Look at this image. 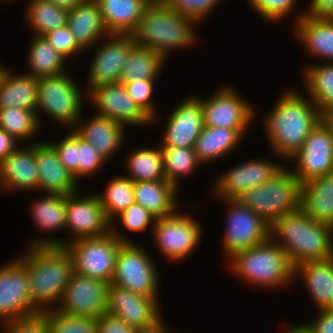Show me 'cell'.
<instances>
[{"label":"cell","instance_id":"18","mask_svg":"<svg viewBox=\"0 0 333 333\" xmlns=\"http://www.w3.org/2000/svg\"><path fill=\"white\" fill-rule=\"evenodd\" d=\"M88 101L94 104L95 111L118 124L128 127L150 126L152 121L138 108L121 82L104 84L92 88L88 93Z\"/></svg>","mask_w":333,"mask_h":333},{"label":"cell","instance_id":"52","mask_svg":"<svg viewBox=\"0 0 333 333\" xmlns=\"http://www.w3.org/2000/svg\"><path fill=\"white\" fill-rule=\"evenodd\" d=\"M305 12L313 18L333 20V0H311Z\"/></svg>","mask_w":333,"mask_h":333},{"label":"cell","instance_id":"13","mask_svg":"<svg viewBox=\"0 0 333 333\" xmlns=\"http://www.w3.org/2000/svg\"><path fill=\"white\" fill-rule=\"evenodd\" d=\"M289 160L297 163L296 170L290 171L300 185L333 173V134L322 119Z\"/></svg>","mask_w":333,"mask_h":333},{"label":"cell","instance_id":"21","mask_svg":"<svg viewBox=\"0 0 333 333\" xmlns=\"http://www.w3.org/2000/svg\"><path fill=\"white\" fill-rule=\"evenodd\" d=\"M171 113L166 119L159 146L194 147L204 127L201 98L191 95L178 104Z\"/></svg>","mask_w":333,"mask_h":333},{"label":"cell","instance_id":"45","mask_svg":"<svg viewBox=\"0 0 333 333\" xmlns=\"http://www.w3.org/2000/svg\"><path fill=\"white\" fill-rule=\"evenodd\" d=\"M251 8L265 21H282L295 12L296 0H248ZM291 13V14H290Z\"/></svg>","mask_w":333,"mask_h":333},{"label":"cell","instance_id":"24","mask_svg":"<svg viewBox=\"0 0 333 333\" xmlns=\"http://www.w3.org/2000/svg\"><path fill=\"white\" fill-rule=\"evenodd\" d=\"M82 116L81 114L73 130L92 144L106 162L111 160V156L122 147L126 136L124 131L127 130L114 120L97 113L92 115L93 118L88 119L89 121H84Z\"/></svg>","mask_w":333,"mask_h":333},{"label":"cell","instance_id":"31","mask_svg":"<svg viewBox=\"0 0 333 333\" xmlns=\"http://www.w3.org/2000/svg\"><path fill=\"white\" fill-rule=\"evenodd\" d=\"M109 34L130 35L150 0H95Z\"/></svg>","mask_w":333,"mask_h":333},{"label":"cell","instance_id":"7","mask_svg":"<svg viewBox=\"0 0 333 333\" xmlns=\"http://www.w3.org/2000/svg\"><path fill=\"white\" fill-rule=\"evenodd\" d=\"M121 232L117 224H111V231L105 235L66 242L64 246L72 256L74 272L111 284L120 245L134 243Z\"/></svg>","mask_w":333,"mask_h":333},{"label":"cell","instance_id":"35","mask_svg":"<svg viewBox=\"0 0 333 333\" xmlns=\"http://www.w3.org/2000/svg\"><path fill=\"white\" fill-rule=\"evenodd\" d=\"M306 95L316 104L320 114L333 110V63L309 65L304 68Z\"/></svg>","mask_w":333,"mask_h":333},{"label":"cell","instance_id":"14","mask_svg":"<svg viewBox=\"0 0 333 333\" xmlns=\"http://www.w3.org/2000/svg\"><path fill=\"white\" fill-rule=\"evenodd\" d=\"M231 85L220 87L211 98H202L204 126L247 129L256 115L254 105Z\"/></svg>","mask_w":333,"mask_h":333},{"label":"cell","instance_id":"46","mask_svg":"<svg viewBox=\"0 0 333 333\" xmlns=\"http://www.w3.org/2000/svg\"><path fill=\"white\" fill-rule=\"evenodd\" d=\"M116 219L128 231L141 232L146 231L147 227H154L156 218L140 204L133 203L126 210L122 211L114 218L111 224H116Z\"/></svg>","mask_w":333,"mask_h":333},{"label":"cell","instance_id":"50","mask_svg":"<svg viewBox=\"0 0 333 333\" xmlns=\"http://www.w3.org/2000/svg\"><path fill=\"white\" fill-rule=\"evenodd\" d=\"M1 326L5 331L3 333H48L46 317L42 312L8 321Z\"/></svg>","mask_w":333,"mask_h":333},{"label":"cell","instance_id":"11","mask_svg":"<svg viewBox=\"0 0 333 333\" xmlns=\"http://www.w3.org/2000/svg\"><path fill=\"white\" fill-rule=\"evenodd\" d=\"M177 209L172 215L156 219L152 234L154 244L165 260L182 262L198 248L203 236L201 222ZM179 212V213H178Z\"/></svg>","mask_w":333,"mask_h":333},{"label":"cell","instance_id":"41","mask_svg":"<svg viewBox=\"0 0 333 333\" xmlns=\"http://www.w3.org/2000/svg\"><path fill=\"white\" fill-rule=\"evenodd\" d=\"M106 218L112 222L116 216L135 203L134 182L126 176H117L108 182L104 193H97Z\"/></svg>","mask_w":333,"mask_h":333},{"label":"cell","instance_id":"32","mask_svg":"<svg viewBox=\"0 0 333 333\" xmlns=\"http://www.w3.org/2000/svg\"><path fill=\"white\" fill-rule=\"evenodd\" d=\"M246 130L204 126L194 145L198 160L207 164L234 151L240 140L243 141Z\"/></svg>","mask_w":333,"mask_h":333},{"label":"cell","instance_id":"58","mask_svg":"<svg viewBox=\"0 0 333 333\" xmlns=\"http://www.w3.org/2000/svg\"><path fill=\"white\" fill-rule=\"evenodd\" d=\"M322 120L329 127L333 134V110L322 114Z\"/></svg>","mask_w":333,"mask_h":333},{"label":"cell","instance_id":"25","mask_svg":"<svg viewBox=\"0 0 333 333\" xmlns=\"http://www.w3.org/2000/svg\"><path fill=\"white\" fill-rule=\"evenodd\" d=\"M294 20V37L303 44L306 52L317 60L333 63V20L313 18L304 11Z\"/></svg>","mask_w":333,"mask_h":333},{"label":"cell","instance_id":"55","mask_svg":"<svg viewBox=\"0 0 333 333\" xmlns=\"http://www.w3.org/2000/svg\"><path fill=\"white\" fill-rule=\"evenodd\" d=\"M166 322L162 319L156 325H152L146 328L135 329L133 333H175L171 332L170 329L167 330ZM170 330V331H169Z\"/></svg>","mask_w":333,"mask_h":333},{"label":"cell","instance_id":"42","mask_svg":"<svg viewBox=\"0 0 333 333\" xmlns=\"http://www.w3.org/2000/svg\"><path fill=\"white\" fill-rule=\"evenodd\" d=\"M48 333H97V319L63 314L56 309L42 311Z\"/></svg>","mask_w":333,"mask_h":333},{"label":"cell","instance_id":"2","mask_svg":"<svg viewBox=\"0 0 333 333\" xmlns=\"http://www.w3.org/2000/svg\"><path fill=\"white\" fill-rule=\"evenodd\" d=\"M17 259L25 266L32 303L42 312L56 309L74 272L65 246H32Z\"/></svg>","mask_w":333,"mask_h":333},{"label":"cell","instance_id":"39","mask_svg":"<svg viewBox=\"0 0 333 333\" xmlns=\"http://www.w3.org/2000/svg\"><path fill=\"white\" fill-rule=\"evenodd\" d=\"M163 155L164 176L166 181L179 189L182 177L193 175L195 169L202 164L195 154L194 147H164L160 146ZM198 166V167H197Z\"/></svg>","mask_w":333,"mask_h":333},{"label":"cell","instance_id":"28","mask_svg":"<svg viewBox=\"0 0 333 333\" xmlns=\"http://www.w3.org/2000/svg\"><path fill=\"white\" fill-rule=\"evenodd\" d=\"M3 66L0 65V109L15 107L35 110L38 78L27 73L16 75Z\"/></svg>","mask_w":333,"mask_h":333},{"label":"cell","instance_id":"9","mask_svg":"<svg viewBox=\"0 0 333 333\" xmlns=\"http://www.w3.org/2000/svg\"><path fill=\"white\" fill-rule=\"evenodd\" d=\"M75 192L66 195V229L72 234L66 239L32 238L27 247L32 246H64L81 238L99 237L111 231V222L106 218L98 195L82 196ZM39 238V239H38ZM66 240V241H64Z\"/></svg>","mask_w":333,"mask_h":333},{"label":"cell","instance_id":"8","mask_svg":"<svg viewBox=\"0 0 333 333\" xmlns=\"http://www.w3.org/2000/svg\"><path fill=\"white\" fill-rule=\"evenodd\" d=\"M70 75V76H69ZM71 71L38 78L36 115L41 124V115L46 114L58 123L73 129L81 117L84 104L83 89H80ZM42 113V114H41Z\"/></svg>","mask_w":333,"mask_h":333},{"label":"cell","instance_id":"29","mask_svg":"<svg viewBox=\"0 0 333 333\" xmlns=\"http://www.w3.org/2000/svg\"><path fill=\"white\" fill-rule=\"evenodd\" d=\"M300 208L316 222L333 227V173L301 185Z\"/></svg>","mask_w":333,"mask_h":333},{"label":"cell","instance_id":"3","mask_svg":"<svg viewBox=\"0 0 333 333\" xmlns=\"http://www.w3.org/2000/svg\"><path fill=\"white\" fill-rule=\"evenodd\" d=\"M197 24L161 0H152L130 36L135 46L150 48L167 59L171 50L188 48L198 41Z\"/></svg>","mask_w":333,"mask_h":333},{"label":"cell","instance_id":"6","mask_svg":"<svg viewBox=\"0 0 333 333\" xmlns=\"http://www.w3.org/2000/svg\"><path fill=\"white\" fill-rule=\"evenodd\" d=\"M300 189L299 180L284 166L271 179L244 192L237 200L272 226L300 207Z\"/></svg>","mask_w":333,"mask_h":333},{"label":"cell","instance_id":"26","mask_svg":"<svg viewBox=\"0 0 333 333\" xmlns=\"http://www.w3.org/2000/svg\"><path fill=\"white\" fill-rule=\"evenodd\" d=\"M294 275L295 280L298 276L303 278L318 311L333 309V257L301 263L295 267Z\"/></svg>","mask_w":333,"mask_h":333},{"label":"cell","instance_id":"30","mask_svg":"<svg viewBox=\"0 0 333 333\" xmlns=\"http://www.w3.org/2000/svg\"><path fill=\"white\" fill-rule=\"evenodd\" d=\"M178 189L166 180L134 182L135 203L156 219L172 215L178 209Z\"/></svg>","mask_w":333,"mask_h":333},{"label":"cell","instance_id":"37","mask_svg":"<svg viewBox=\"0 0 333 333\" xmlns=\"http://www.w3.org/2000/svg\"><path fill=\"white\" fill-rule=\"evenodd\" d=\"M126 161V169L133 182L166 180L164 176L163 155L160 146L157 148H135Z\"/></svg>","mask_w":333,"mask_h":333},{"label":"cell","instance_id":"15","mask_svg":"<svg viewBox=\"0 0 333 333\" xmlns=\"http://www.w3.org/2000/svg\"><path fill=\"white\" fill-rule=\"evenodd\" d=\"M109 283L73 272L56 310L67 315L98 319L107 313Z\"/></svg>","mask_w":333,"mask_h":333},{"label":"cell","instance_id":"19","mask_svg":"<svg viewBox=\"0 0 333 333\" xmlns=\"http://www.w3.org/2000/svg\"><path fill=\"white\" fill-rule=\"evenodd\" d=\"M283 167L284 165L269 159L247 160L218 176L214 184L215 188L212 187L213 196L218 198V201L237 199L244 192L271 179Z\"/></svg>","mask_w":333,"mask_h":333},{"label":"cell","instance_id":"4","mask_svg":"<svg viewBox=\"0 0 333 333\" xmlns=\"http://www.w3.org/2000/svg\"><path fill=\"white\" fill-rule=\"evenodd\" d=\"M271 238L286 251L294 267L333 257V227L311 219L300 207L271 226Z\"/></svg>","mask_w":333,"mask_h":333},{"label":"cell","instance_id":"56","mask_svg":"<svg viewBox=\"0 0 333 333\" xmlns=\"http://www.w3.org/2000/svg\"><path fill=\"white\" fill-rule=\"evenodd\" d=\"M53 2L56 6L61 7L63 9L72 10L77 5H80L89 0H49Z\"/></svg>","mask_w":333,"mask_h":333},{"label":"cell","instance_id":"16","mask_svg":"<svg viewBox=\"0 0 333 333\" xmlns=\"http://www.w3.org/2000/svg\"><path fill=\"white\" fill-rule=\"evenodd\" d=\"M40 312L30 299L25 266L17 258L1 266L0 323L3 324Z\"/></svg>","mask_w":333,"mask_h":333},{"label":"cell","instance_id":"51","mask_svg":"<svg viewBox=\"0 0 333 333\" xmlns=\"http://www.w3.org/2000/svg\"><path fill=\"white\" fill-rule=\"evenodd\" d=\"M134 330L121 319L107 313L97 319V333H133Z\"/></svg>","mask_w":333,"mask_h":333},{"label":"cell","instance_id":"17","mask_svg":"<svg viewBox=\"0 0 333 333\" xmlns=\"http://www.w3.org/2000/svg\"><path fill=\"white\" fill-rule=\"evenodd\" d=\"M159 301V298L147 297L111 283L108 287L107 314L134 329L146 328L164 319Z\"/></svg>","mask_w":333,"mask_h":333},{"label":"cell","instance_id":"33","mask_svg":"<svg viewBox=\"0 0 333 333\" xmlns=\"http://www.w3.org/2000/svg\"><path fill=\"white\" fill-rule=\"evenodd\" d=\"M29 41L27 74L36 77L57 76L67 72L66 58L43 37L33 35Z\"/></svg>","mask_w":333,"mask_h":333},{"label":"cell","instance_id":"34","mask_svg":"<svg viewBox=\"0 0 333 333\" xmlns=\"http://www.w3.org/2000/svg\"><path fill=\"white\" fill-rule=\"evenodd\" d=\"M167 59L150 48L133 46L127 55L120 77L121 83L138 79H158Z\"/></svg>","mask_w":333,"mask_h":333},{"label":"cell","instance_id":"57","mask_svg":"<svg viewBox=\"0 0 333 333\" xmlns=\"http://www.w3.org/2000/svg\"><path fill=\"white\" fill-rule=\"evenodd\" d=\"M285 333H314L312 328L306 324H301V325H292L289 329H285Z\"/></svg>","mask_w":333,"mask_h":333},{"label":"cell","instance_id":"47","mask_svg":"<svg viewBox=\"0 0 333 333\" xmlns=\"http://www.w3.org/2000/svg\"><path fill=\"white\" fill-rule=\"evenodd\" d=\"M166 6L201 23L223 0H161Z\"/></svg>","mask_w":333,"mask_h":333},{"label":"cell","instance_id":"10","mask_svg":"<svg viewBox=\"0 0 333 333\" xmlns=\"http://www.w3.org/2000/svg\"><path fill=\"white\" fill-rule=\"evenodd\" d=\"M137 245L139 244L120 245L111 283L147 297L159 298L158 269L146 249Z\"/></svg>","mask_w":333,"mask_h":333},{"label":"cell","instance_id":"27","mask_svg":"<svg viewBox=\"0 0 333 333\" xmlns=\"http://www.w3.org/2000/svg\"><path fill=\"white\" fill-rule=\"evenodd\" d=\"M67 25L84 51L93 49V45L109 35L95 0L86 1L69 10Z\"/></svg>","mask_w":333,"mask_h":333},{"label":"cell","instance_id":"54","mask_svg":"<svg viewBox=\"0 0 333 333\" xmlns=\"http://www.w3.org/2000/svg\"><path fill=\"white\" fill-rule=\"evenodd\" d=\"M18 143L5 130L0 129V163L19 146Z\"/></svg>","mask_w":333,"mask_h":333},{"label":"cell","instance_id":"36","mask_svg":"<svg viewBox=\"0 0 333 333\" xmlns=\"http://www.w3.org/2000/svg\"><path fill=\"white\" fill-rule=\"evenodd\" d=\"M31 204L30 212L35 227L49 234L66 229V195L44 194Z\"/></svg>","mask_w":333,"mask_h":333},{"label":"cell","instance_id":"20","mask_svg":"<svg viewBox=\"0 0 333 333\" xmlns=\"http://www.w3.org/2000/svg\"><path fill=\"white\" fill-rule=\"evenodd\" d=\"M105 41V42H103ZM88 68L86 94L94 87L120 82L122 68L129 50L134 46L130 35L109 34L99 41ZM88 87V88H87Z\"/></svg>","mask_w":333,"mask_h":333},{"label":"cell","instance_id":"22","mask_svg":"<svg viewBox=\"0 0 333 333\" xmlns=\"http://www.w3.org/2000/svg\"><path fill=\"white\" fill-rule=\"evenodd\" d=\"M38 174L37 191L46 194L68 195L78 192V181L58 159L55 149L46 141L35 143Z\"/></svg>","mask_w":333,"mask_h":333},{"label":"cell","instance_id":"1","mask_svg":"<svg viewBox=\"0 0 333 333\" xmlns=\"http://www.w3.org/2000/svg\"><path fill=\"white\" fill-rule=\"evenodd\" d=\"M281 96L261 123L270 150L286 161L300 149L322 115L312 99L296 89L285 90Z\"/></svg>","mask_w":333,"mask_h":333},{"label":"cell","instance_id":"49","mask_svg":"<svg viewBox=\"0 0 333 333\" xmlns=\"http://www.w3.org/2000/svg\"><path fill=\"white\" fill-rule=\"evenodd\" d=\"M43 37L66 59L85 52L75 41L68 25L50 31L44 34Z\"/></svg>","mask_w":333,"mask_h":333},{"label":"cell","instance_id":"40","mask_svg":"<svg viewBox=\"0 0 333 333\" xmlns=\"http://www.w3.org/2000/svg\"><path fill=\"white\" fill-rule=\"evenodd\" d=\"M40 126L35 110L15 107L0 109V129L5 130L18 142L31 141L39 133Z\"/></svg>","mask_w":333,"mask_h":333},{"label":"cell","instance_id":"44","mask_svg":"<svg viewBox=\"0 0 333 333\" xmlns=\"http://www.w3.org/2000/svg\"><path fill=\"white\" fill-rule=\"evenodd\" d=\"M105 164L94 146L77 134V181L96 174Z\"/></svg>","mask_w":333,"mask_h":333},{"label":"cell","instance_id":"48","mask_svg":"<svg viewBox=\"0 0 333 333\" xmlns=\"http://www.w3.org/2000/svg\"><path fill=\"white\" fill-rule=\"evenodd\" d=\"M56 151L61 164L73 174L77 180V133L72 129L67 137L59 142L47 141Z\"/></svg>","mask_w":333,"mask_h":333},{"label":"cell","instance_id":"43","mask_svg":"<svg viewBox=\"0 0 333 333\" xmlns=\"http://www.w3.org/2000/svg\"><path fill=\"white\" fill-rule=\"evenodd\" d=\"M158 79H138L132 82L122 83L124 84L128 94L131 96L138 108L152 121H158V113L156 105H154V84ZM157 109V110H156Z\"/></svg>","mask_w":333,"mask_h":333},{"label":"cell","instance_id":"5","mask_svg":"<svg viewBox=\"0 0 333 333\" xmlns=\"http://www.w3.org/2000/svg\"><path fill=\"white\" fill-rule=\"evenodd\" d=\"M228 263L231 273L255 287L281 289L295 278V267L288 254L271 237L255 247L237 252Z\"/></svg>","mask_w":333,"mask_h":333},{"label":"cell","instance_id":"12","mask_svg":"<svg viewBox=\"0 0 333 333\" xmlns=\"http://www.w3.org/2000/svg\"><path fill=\"white\" fill-rule=\"evenodd\" d=\"M221 202H225L223 205L228 210L222 243L227 260L237 252L255 247L271 237V225L237 199H221Z\"/></svg>","mask_w":333,"mask_h":333},{"label":"cell","instance_id":"23","mask_svg":"<svg viewBox=\"0 0 333 333\" xmlns=\"http://www.w3.org/2000/svg\"><path fill=\"white\" fill-rule=\"evenodd\" d=\"M19 145L0 163V187L6 191H35L38 174L35 160V142ZM32 144V145H31ZM23 146V147H22Z\"/></svg>","mask_w":333,"mask_h":333},{"label":"cell","instance_id":"53","mask_svg":"<svg viewBox=\"0 0 333 333\" xmlns=\"http://www.w3.org/2000/svg\"><path fill=\"white\" fill-rule=\"evenodd\" d=\"M317 316L308 325L314 333H333V309L317 311Z\"/></svg>","mask_w":333,"mask_h":333},{"label":"cell","instance_id":"38","mask_svg":"<svg viewBox=\"0 0 333 333\" xmlns=\"http://www.w3.org/2000/svg\"><path fill=\"white\" fill-rule=\"evenodd\" d=\"M26 21L35 31L33 35L43 36L50 31L62 28L68 22V10L56 6L49 0H28Z\"/></svg>","mask_w":333,"mask_h":333}]
</instances>
